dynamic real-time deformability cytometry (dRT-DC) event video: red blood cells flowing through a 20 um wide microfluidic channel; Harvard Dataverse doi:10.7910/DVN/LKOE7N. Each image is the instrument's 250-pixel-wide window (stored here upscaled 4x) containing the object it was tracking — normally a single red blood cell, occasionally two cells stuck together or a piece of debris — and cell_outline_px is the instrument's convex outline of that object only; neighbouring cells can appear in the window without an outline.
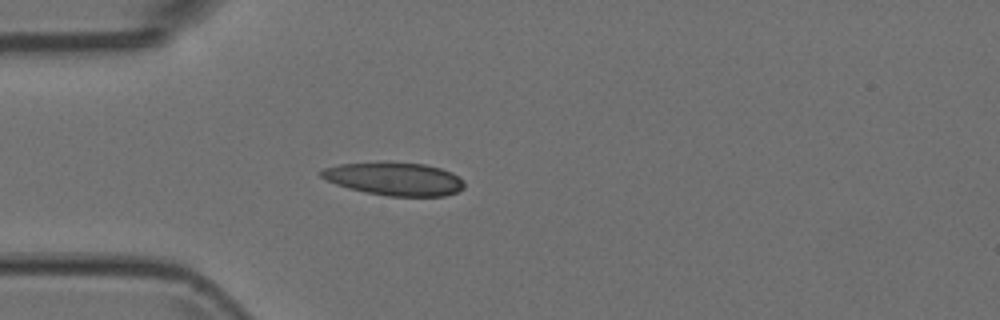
{"species": "Egyptian fruit bat (a non-hibernating species)", "species_latin": "Rousettus aegyptiacus", "temperature_condition": "room temperature", "stored_images_in_passage": 4, "camera_frame_rate_fps": 3000, "um_per_image_px": 0.085, "animal": {"sex": "female"}, "frame": {"image": 1, "passage_image": 4, "time_ms": 1.0, "image_size_px": [1000, 320], "cell_outline_px": [[464, 188], [456, 192], [444, 196], [388, 196], [364, 192], [348, 188], [336, 184], [320, 176], [316, 172], [324, 168], [340, 164], [388, 160], [424, 164], [440, 168], [452, 172], [464, 180]], "centroid_in_image_um": [33.51, 15.18], "position_along_channel_um": 51.5, "area_um2": 28.15}}